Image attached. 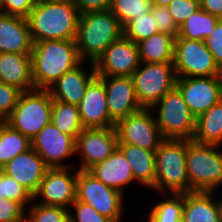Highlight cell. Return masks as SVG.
<instances>
[{"label":"cell","instance_id":"e0dca14e","mask_svg":"<svg viewBox=\"0 0 222 222\" xmlns=\"http://www.w3.org/2000/svg\"><path fill=\"white\" fill-rule=\"evenodd\" d=\"M105 86L107 107L111 120L116 124L121 119L141 110L132 77L97 76Z\"/></svg>","mask_w":222,"mask_h":222},{"label":"cell","instance_id":"f1b7e54d","mask_svg":"<svg viewBox=\"0 0 222 222\" xmlns=\"http://www.w3.org/2000/svg\"><path fill=\"white\" fill-rule=\"evenodd\" d=\"M31 148V140L14 130L5 121H0V168L20 153Z\"/></svg>","mask_w":222,"mask_h":222},{"label":"cell","instance_id":"83f0119b","mask_svg":"<svg viewBox=\"0 0 222 222\" xmlns=\"http://www.w3.org/2000/svg\"><path fill=\"white\" fill-rule=\"evenodd\" d=\"M51 122L63 133L75 140L84 129L78 105L53 100Z\"/></svg>","mask_w":222,"mask_h":222},{"label":"cell","instance_id":"5bb4252c","mask_svg":"<svg viewBox=\"0 0 222 222\" xmlns=\"http://www.w3.org/2000/svg\"><path fill=\"white\" fill-rule=\"evenodd\" d=\"M118 148V138L114 127L84 128L76 138L75 152L81 153L79 170H89L104 161Z\"/></svg>","mask_w":222,"mask_h":222},{"label":"cell","instance_id":"8fae6325","mask_svg":"<svg viewBox=\"0 0 222 222\" xmlns=\"http://www.w3.org/2000/svg\"><path fill=\"white\" fill-rule=\"evenodd\" d=\"M150 109L142 108L115 124L118 144L135 145L156 151L164 140Z\"/></svg>","mask_w":222,"mask_h":222},{"label":"cell","instance_id":"60d3db41","mask_svg":"<svg viewBox=\"0 0 222 222\" xmlns=\"http://www.w3.org/2000/svg\"><path fill=\"white\" fill-rule=\"evenodd\" d=\"M35 0H0V13L27 18Z\"/></svg>","mask_w":222,"mask_h":222},{"label":"cell","instance_id":"8d00e7d4","mask_svg":"<svg viewBox=\"0 0 222 222\" xmlns=\"http://www.w3.org/2000/svg\"><path fill=\"white\" fill-rule=\"evenodd\" d=\"M21 93L17 87L0 82V121L12 114Z\"/></svg>","mask_w":222,"mask_h":222},{"label":"cell","instance_id":"5b68a950","mask_svg":"<svg viewBox=\"0 0 222 222\" xmlns=\"http://www.w3.org/2000/svg\"><path fill=\"white\" fill-rule=\"evenodd\" d=\"M219 146L186 139V170L189 192H213L222 184V152Z\"/></svg>","mask_w":222,"mask_h":222},{"label":"cell","instance_id":"f6af8a7d","mask_svg":"<svg viewBox=\"0 0 222 222\" xmlns=\"http://www.w3.org/2000/svg\"><path fill=\"white\" fill-rule=\"evenodd\" d=\"M154 5L167 7L172 0H151Z\"/></svg>","mask_w":222,"mask_h":222},{"label":"cell","instance_id":"3957f363","mask_svg":"<svg viewBox=\"0 0 222 222\" xmlns=\"http://www.w3.org/2000/svg\"><path fill=\"white\" fill-rule=\"evenodd\" d=\"M122 35L123 26L110 10L80 14L75 39L80 59L84 62L90 57L91 64L95 63Z\"/></svg>","mask_w":222,"mask_h":222},{"label":"cell","instance_id":"4316f807","mask_svg":"<svg viewBox=\"0 0 222 222\" xmlns=\"http://www.w3.org/2000/svg\"><path fill=\"white\" fill-rule=\"evenodd\" d=\"M193 141L219 146L222 143V99L196 118Z\"/></svg>","mask_w":222,"mask_h":222},{"label":"cell","instance_id":"4fadbf2b","mask_svg":"<svg viewBox=\"0 0 222 222\" xmlns=\"http://www.w3.org/2000/svg\"><path fill=\"white\" fill-rule=\"evenodd\" d=\"M141 61L138 46L122 35L94 63L97 76H132Z\"/></svg>","mask_w":222,"mask_h":222},{"label":"cell","instance_id":"9c48e42d","mask_svg":"<svg viewBox=\"0 0 222 222\" xmlns=\"http://www.w3.org/2000/svg\"><path fill=\"white\" fill-rule=\"evenodd\" d=\"M76 200L90 205L113 222L122 219L123 194L105 185L88 170L78 169Z\"/></svg>","mask_w":222,"mask_h":222},{"label":"cell","instance_id":"ab89813d","mask_svg":"<svg viewBox=\"0 0 222 222\" xmlns=\"http://www.w3.org/2000/svg\"><path fill=\"white\" fill-rule=\"evenodd\" d=\"M75 208V216L70 212V222H113L112 220L100 215L94 208L90 205L75 200L72 203Z\"/></svg>","mask_w":222,"mask_h":222},{"label":"cell","instance_id":"7c38bea8","mask_svg":"<svg viewBox=\"0 0 222 222\" xmlns=\"http://www.w3.org/2000/svg\"><path fill=\"white\" fill-rule=\"evenodd\" d=\"M176 88L197 118L222 99V76L177 77Z\"/></svg>","mask_w":222,"mask_h":222},{"label":"cell","instance_id":"7a4b0ae2","mask_svg":"<svg viewBox=\"0 0 222 222\" xmlns=\"http://www.w3.org/2000/svg\"><path fill=\"white\" fill-rule=\"evenodd\" d=\"M31 56L35 89H48L63 74L83 62L75 40L34 42Z\"/></svg>","mask_w":222,"mask_h":222},{"label":"cell","instance_id":"9a60e30c","mask_svg":"<svg viewBox=\"0 0 222 222\" xmlns=\"http://www.w3.org/2000/svg\"><path fill=\"white\" fill-rule=\"evenodd\" d=\"M75 144L76 140L72 136L61 132L52 122L31 139V147L48 168H68L61 162L76 153Z\"/></svg>","mask_w":222,"mask_h":222},{"label":"cell","instance_id":"1f68e13d","mask_svg":"<svg viewBox=\"0 0 222 222\" xmlns=\"http://www.w3.org/2000/svg\"><path fill=\"white\" fill-rule=\"evenodd\" d=\"M153 5L151 0H112L110 11L124 27L135 17L151 12Z\"/></svg>","mask_w":222,"mask_h":222},{"label":"cell","instance_id":"d6986e66","mask_svg":"<svg viewBox=\"0 0 222 222\" xmlns=\"http://www.w3.org/2000/svg\"><path fill=\"white\" fill-rule=\"evenodd\" d=\"M104 83L96 77L86 89L78 104L80 119L84 128L115 127L107 107Z\"/></svg>","mask_w":222,"mask_h":222},{"label":"cell","instance_id":"ffe728a7","mask_svg":"<svg viewBox=\"0 0 222 222\" xmlns=\"http://www.w3.org/2000/svg\"><path fill=\"white\" fill-rule=\"evenodd\" d=\"M32 47L27 18L0 13V53L31 54Z\"/></svg>","mask_w":222,"mask_h":222},{"label":"cell","instance_id":"8992f818","mask_svg":"<svg viewBox=\"0 0 222 222\" xmlns=\"http://www.w3.org/2000/svg\"><path fill=\"white\" fill-rule=\"evenodd\" d=\"M52 103L48 89L24 91L5 122L31 140L51 123Z\"/></svg>","mask_w":222,"mask_h":222},{"label":"cell","instance_id":"b9f144b4","mask_svg":"<svg viewBox=\"0 0 222 222\" xmlns=\"http://www.w3.org/2000/svg\"><path fill=\"white\" fill-rule=\"evenodd\" d=\"M204 42L216 64L222 70V19L217 22L211 35L206 37Z\"/></svg>","mask_w":222,"mask_h":222},{"label":"cell","instance_id":"4dcf8cb0","mask_svg":"<svg viewBox=\"0 0 222 222\" xmlns=\"http://www.w3.org/2000/svg\"><path fill=\"white\" fill-rule=\"evenodd\" d=\"M171 196L173 198H167L153 206L148 217L149 222H182L184 194Z\"/></svg>","mask_w":222,"mask_h":222},{"label":"cell","instance_id":"d590c367","mask_svg":"<svg viewBox=\"0 0 222 222\" xmlns=\"http://www.w3.org/2000/svg\"><path fill=\"white\" fill-rule=\"evenodd\" d=\"M151 14L157 24L159 32L172 35L175 38L178 37L180 27L173 19L167 7L153 5L151 9Z\"/></svg>","mask_w":222,"mask_h":222},{"label":"cell","instance_id":"d4e9b609","mask_svg":"<svg viewBox=\"0 0 222 222\" xmlns=\"http://www.w3.org/2000/svg\"><path fill=\"white\" fill-rule=\"evenodd\" d=\"M118 149L129 162L134 181L154 188L156 176L155 151L129 144H118Z\"/></svg>","mask_w":222,"mask_h":222},{"label":"cell","instance_id":"6da1fadb","mask_svg":"<svg viewBox=\"0 0 222 222\" xmlns=\"http://www.w3.org/2000/svg\"><path fill=\"white\" fill-rule=\"evenodd\" d=\"M79 12L72 0L37 1L27 17L34 42L75 40Z\"/></svg>","mask_w":222,"mask_h":222},{"label":"cell","instance_id":"277c9868","mask_svg":"<svg viewBox=\"0 0 222 222\" xmlns=\"http://www.w3.org/2000/svg\"><path fill=\"white\" fill-rule=\"evenodd\" d=\"M155 186L159 193L189 192L186 170V139H164L155 151ZM167 189V190H166Z\"/></svg>","mask_w":222,"mask_h":222},{"label":"cell","instance_id":"603a6c76","mask_svg":"<svg viewBox=\"0 0 222 222\" xmlns=\"http://www.w3.org/2000/svg\"><path fill=\"white\" fill-rule=\"evenodd\" d=\"M108 187L123 194V188L134 181L133 172L124 154L117 148L104 161L88 170Z\"/></svg>","mask_w":222,"mask_h":222},{"label":"cell","instance_id":"e575fe53","mask_svg":"<svg viewBox=\"0 0 222 222\" xmlns=\"http://www.w3.org/2000/svg\"><path fill=\"white\" fill-rule=\"evenodd\" d=\"M7 198L21 203L25 208L33 202V196L14 178L0 170V199Z\"/></svg>","mask_w":222,"mask_h":222},{"label":"cell","instance_id":"ee69618b","mask_svg":"<svg viewBox=\"0 0 222 222\" xmlns=\"http://www.w3.org/2000/svg\"><path fill=\"white\" fill-rule=\"evenodd\" d=\"M200 8L222 19V0H199Z\"/></svg>","mask_w":222,"mask_h":222},{"label":"cell","instance_id":"d6a6232c","mask_svg":"<svg viewBox=\"0 0 222 222\" xmlns=\"http://www.w3.org/2000/svg\"><path fill=\"white\" fill-rule=\"evenodd\" d=\"M157 33L159 31L151 12L135 17L123 27V35L135 44Z\"/></svg>","mask_w":222,"mask_h":222},{"label":"cell","instance_id":"30bf717a","mask_svg":"<svg viewBox=\"0 0 222 222\" xmlns=\"http://www.w3.org/2000/svg\"><path fill=\"white\" fill-rule=\"evenodd\" d=\"M173 65L177 77L222 76L204 41L175 38Z\"/></svg>","mask_w":222,"mask_h":222},{"label":"cell","instance_id":"f35d334b","mask_svg":"<svg viewBox=\"0 0 222 222\" xmlns=\"http://www.w3.org/2000/svg\"><path fill=\"white\" fill-rule=\"evenodd\" d=\"M0 222H26L25 207L7 198L0 199Z\"/></svg>","mask_w":222,"mask_h":222},{"label":"cell","instance_id":"bcb514c9","mask_svg":"<svg viewBox=\"0 0 222 222\" xmlns=\"http://www.w3.org/2000/svg\"><path fill=\"white\" fill-rule=\"evenodd\" d=\"M50 1H66V0H50Z\"/></svg>","mask_w":222,"mask_h":222},{"label":"cell","instance_id":"836d02e7","mask_svg":"<svg viewBox=\"0 0 222 222\" xmlns=\"http://www.w3.org/2000/svg\"><path fill=\"white\" fill-rule=\"evenodd\" d=\"M26 213V222H70V211L61 206L32 204Z\"/></svg>","mask_w":222,"mask_h":222},{"label":"cell","instance_id":"cb8c5ba5","mask_svg":"<svg viewBox=\"0 0 222 222\" xmlns=\"http://www.w3.org/2000/svg\"><path fill=\"white\" fill-rule=\"evenodd\" d=\"M213 192L184 194L182 222H222V201L215 202Z\"/></svg>","mask_w":222,"mask_h":222},{"label":"cell","instance_id":"2e32d148","mask_svg":"<svg viewBox=\"0 0 222 222\" xmlns=\"http://www.w3.org/2000/svg\"><path fill=\"white\" fill-rule=\"evenodd\" d=\"M68 168H48L33 199L43 197L39 204L67 208L76 200V180L78 170Z\"/></svg>","mask_w":222,"mask_h":222},{"label":"cell","instance_id":"ac0fdd59","mask_svg":"<svg viewBox=\"0 0 222 222\" xmlns=\"http://www.w3.org/2000/svg\"><path fill=\"white\" fill-rule=\"evenodd\" d=\"M48 167L31 147L1 167V171L19 182L33 197Z\"/></svg>","mask_w":222,"mask_h":222},{"label":"cell","instance_id":"f546056e","mask_svg":"<svg viewBox=\"0 0 222 222\" xmlns=\"http://www.w3.org/2000/svg\"><path fill=\"white\" fill-rule=\"evenodd\" d=\"M219 20L220 18L200 8L180 26L177 38L204 41L206 37L211 35Z\"/></svg>","mask_w":222,"mask_h":222},{"label":"cell","instance_id":"52a82bcc","mask_svg":"<svg viewBox=\"0 0 222 222\" xmlns=\"http://www.w3.org/2000/svg\"><path fill=\"white\" fill-rule=\"evenodd\" d=\"M132 74L134 90L141 108L151 109L167 92L176 87L173 63H144ZM142 67V68H141Z\"/></svg>","mask_w":222,"mask_h":222},{"label":"cell","instance_id":"484cf974","mask_svg":"<svg viewBox=\"0 0 222 222\" xmlns=\"http://www.w3.org/2000/svg\"><path fill=\"white\" fill-rule=\"evenodd\" d=\"M175 37L157 33L137 43L142 63H173Z\"/></svg>","mask_w":222,"mask_h":222},{"label":"cell","instance_id":"7402d4cb","mask_svg":"<svg viewBox=\"0 0 222 222\" xmlns=\"http://www.w3.org/2000/svg\"><path fill=\"white\" fill-rule=\"evenodd\" d=\"M0 82L13 85L22 92L35 89L31 54L0 53Z\"/></svg>","mask_w":222,"mask_h":222},{"label":"cell","instance_id":"44dd1931","mask_svg":"<svg viewBox=\"0 0 222 222\" xmlns=\"http://www.w3.org/2000/svg\"><path fill=\"white\" fill-rule=\"evenodd\" d=\"M80 66L81 64L73 70L63 74L48 88L53 100L74 105L80 103L86 92L87 86L97 77L94 63H92V72L89 76Z\"/></svg>","mask_w":222,"mask_h":222},{"label":"cell","instance_id":"74e56055","mask_svg":"<svg viewBox=\"0 0 222 222\" xmlns=\"http://www.w3.org/2000/svg\"><path fill=\"white\" fill-rule=\"evenodd\" d=\"M167 8L180 27L189 16L200 9V4L199 0H172Z\"/></svg>","mask_w":222,"mask_h":222},{"label":"cell","instance_id":"7bdbcfd3","mask_svg":"<svg viewBox=\"0 0 222 222\" xmlns=\"http://www.w3.org/2000/svg\"><path fill=\"white\" fill-rule=\"evenodd\" d=\"M79 14L110 10L112 0H72Z\"/></svg>","mask_w":222,"mask_h":222},{"label":"cell","instance_id":"ba28073f","mask_svg":"<svg viewBox=\"0 0 222 222\" xmlns=\"http://www.w3.org/2000/svg\"><path fill=\"white\" fill-rule=\"evenodd\" d=\"M156 106L159 107V114L155 120L164 139H193L196 118L176 87L167 92L151 109Z\"/></svg>","mask_w":222,"mask_h":222}]
</instances>
